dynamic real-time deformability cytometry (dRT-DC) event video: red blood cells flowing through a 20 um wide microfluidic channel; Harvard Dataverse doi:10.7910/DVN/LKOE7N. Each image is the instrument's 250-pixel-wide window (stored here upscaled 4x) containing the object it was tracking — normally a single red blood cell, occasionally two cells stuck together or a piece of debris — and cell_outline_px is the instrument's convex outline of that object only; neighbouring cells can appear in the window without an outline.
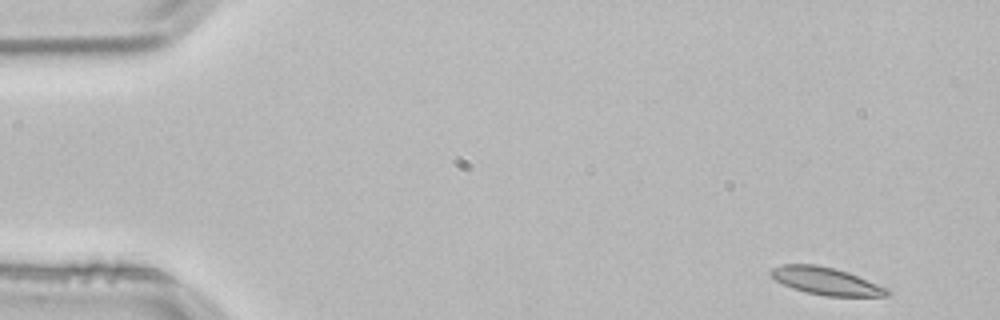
{"species": "common noctule bat (a hibernating species)", "species_latin": "Nyctalus noctula", "temperature_condition": "room temperature", "stored_images_in_passage": 3, "camera_frame_rate_fps": 3000, "um_per_image_px": 0.085, "animal": {"sex": "male", "body_mass_g": 21.5, "forearm_length_mm": 52.0}, "frame": {"image": 1, "passage_image": 1, "time_ms": 0.0, "image_size_px": [1000, 320], "cell_outline_px": [[892, 292], [888, 296], [824, 296], [792, 288], [776, 280], [768, 272], [772, 268], [784, 264], [816, 264], [848, 272], [888, 288]], "centroid_in_image_um": [70.23, 23.89], "position_along_channel_um": 14.8, "area_um2": 18.5}}